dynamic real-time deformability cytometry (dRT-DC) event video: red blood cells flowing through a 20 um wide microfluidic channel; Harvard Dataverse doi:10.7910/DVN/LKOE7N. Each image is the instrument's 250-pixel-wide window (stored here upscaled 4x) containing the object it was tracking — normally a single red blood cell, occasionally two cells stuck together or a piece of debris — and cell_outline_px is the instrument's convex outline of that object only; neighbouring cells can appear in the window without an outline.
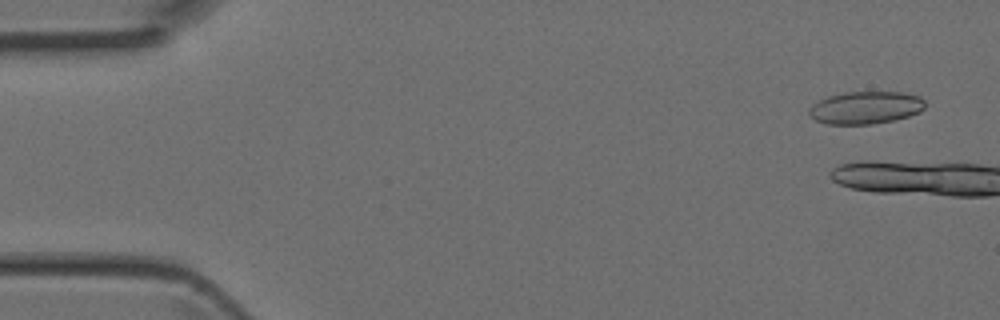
{"species": "Egyptian fruit bat (a non-hibernating species)", "species_latin": "Rousettus aegyptiacus", "temperature_condition": "room temperature", "stored_images_in_passage": 5, "camera_frame_rate_fps": 3000, "um_per_image_px": 0.085, "animal": {"sex": "female"}, "frame": {"image": 1, "passage_image": 1, "time_ms": 0.0, "image_size_px": [1000, 320], "cell_outline_px": [[924, 108], [920, 112], [908, 116], [892, 120], [872, 124], [828, 124], [816, 120], [808, 112], [808, 108], [812, 104], [828, 96], [844, 92], [900, 92], [920, 96], [924, 100]], "centroid_in_image_um": [73.57, 9.14], "position_along_channel_um": 11.4, "area_um2": 21.91}}